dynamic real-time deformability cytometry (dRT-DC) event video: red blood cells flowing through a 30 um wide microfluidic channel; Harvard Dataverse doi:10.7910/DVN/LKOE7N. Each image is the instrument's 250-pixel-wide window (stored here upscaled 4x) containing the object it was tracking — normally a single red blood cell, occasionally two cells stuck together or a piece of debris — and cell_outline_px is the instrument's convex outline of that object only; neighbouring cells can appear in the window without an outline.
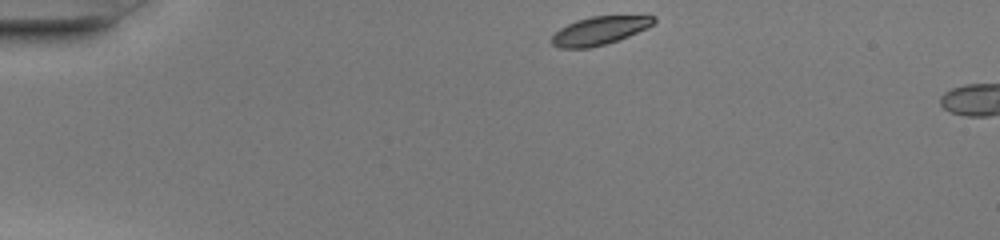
{"species": "common noctule bat (a hibernating species)", "species_latin": "Nyctalus noctula", "temperature_condition": "warm", "stored_images_in_passage": 4, "camera_frame_rate_fps": 3000, "um_per_image_px": 0.085, "animal": {"sex": "female", "body_mass_g": 20.0, "forearm_length_mm": 54.0}, "frame": {"image": 1, "passage_image": 1, "time_ms": 0.0, "image_size_px": [1000, 240], "cell_outline_px": [[656, 20], [648, 28], [628, 36], [592, 48], [560, 48], [552, 44], [548, 40], [560, 28], [576, 20], [592, 16], [656, 16]], "centroid_in_image_um": [50.92, 2.61], "position_along_channel_um": 34.1, "area_um2": 16.7}}